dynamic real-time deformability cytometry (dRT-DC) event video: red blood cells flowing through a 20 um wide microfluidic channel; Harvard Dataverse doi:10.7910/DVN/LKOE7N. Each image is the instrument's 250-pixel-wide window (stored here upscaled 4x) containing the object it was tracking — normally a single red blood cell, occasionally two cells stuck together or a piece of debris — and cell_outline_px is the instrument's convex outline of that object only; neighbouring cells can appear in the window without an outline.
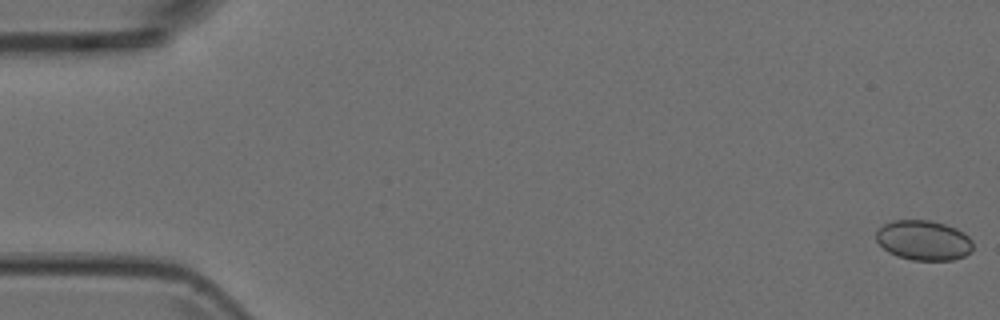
{"species": "Egyptian fruit bat (a non-hibernating species)", "species_latin": "Rousettus aegyptiacus", "temperature_condition": "room temperature", "stored_images_in_passage": 18, "camera_frame_rate_fps": 3000, "um_per_image_px": 0.085, "animal": {"sex": "female"}, "frame": {"image": 1, "passage_image": 1, "time_ms": 0.0, "image_size_px": [1000, 320], "cell_outline_px": [[972, 252], [964, 256], [952, 260], [912, 260], [896, 256], [888, 252], [876, 240], [876, 232], [884, 224], [892, 220], [932, 220], [956, 228], [964, 232], [972, 240]], "centroid_in_image_um": [78.51, 20.42], "position_along_channel_um": 6.5, "area_um2": 22.66}}
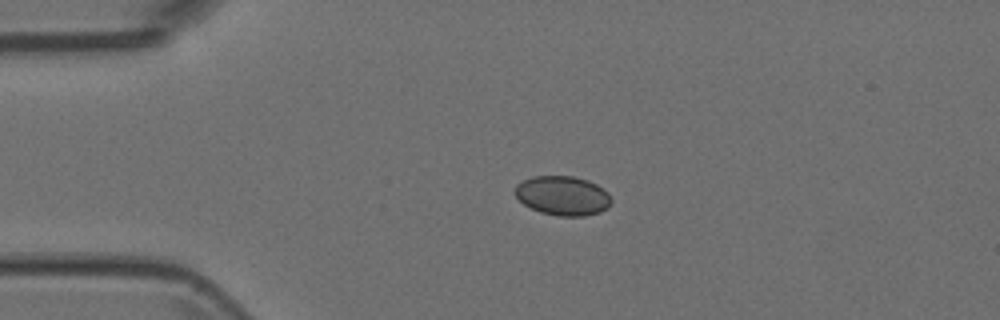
{"frame": {"image": 2, "passage_image": 12, "time_ms": 3.667, "image_size_px": [1000, 320], "cell_outline_px": [[612, 200], [608, 208], [600, 212], [584, 216], [560, 216], [540, 212], [524, 204], [516, 196], [516, 184], [532, 176], [572, 176], [588, 180], [596, 184], [608, 192]], "centroid_in_image_um": [47.86, 16.63], "position_along_channel_um": 37.1, "area_um2": 22.02}}
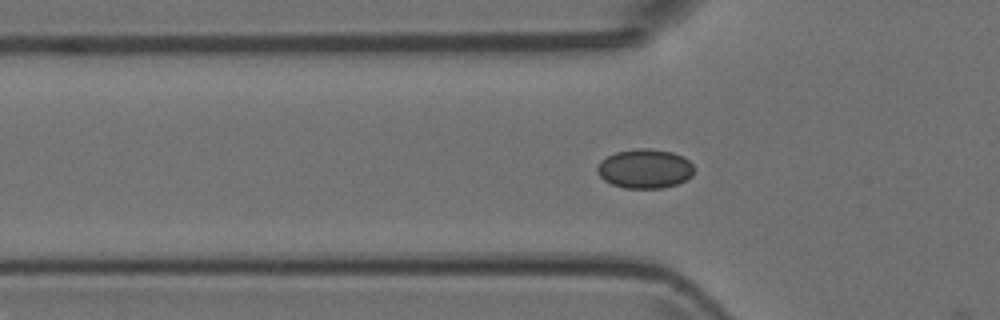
{"frame": {"image": 3, "passage_image": 17, "time_ms": 5.333, "image_size_px": [1000, 320], "cell_outline_px": [[692, 176], [676, 184], [660, 188], [624, 188], [612, 184], [604, 180], [596, 172], [596, 168], [600, 160], [616, 152], [636, 148], [648, 148], [672, 152], [684, 156], [692, 164]], "centroid_in_image_um": [54.78, 14.33], "position_along_channel_um": 71.0, "area_um2": 22.14}}